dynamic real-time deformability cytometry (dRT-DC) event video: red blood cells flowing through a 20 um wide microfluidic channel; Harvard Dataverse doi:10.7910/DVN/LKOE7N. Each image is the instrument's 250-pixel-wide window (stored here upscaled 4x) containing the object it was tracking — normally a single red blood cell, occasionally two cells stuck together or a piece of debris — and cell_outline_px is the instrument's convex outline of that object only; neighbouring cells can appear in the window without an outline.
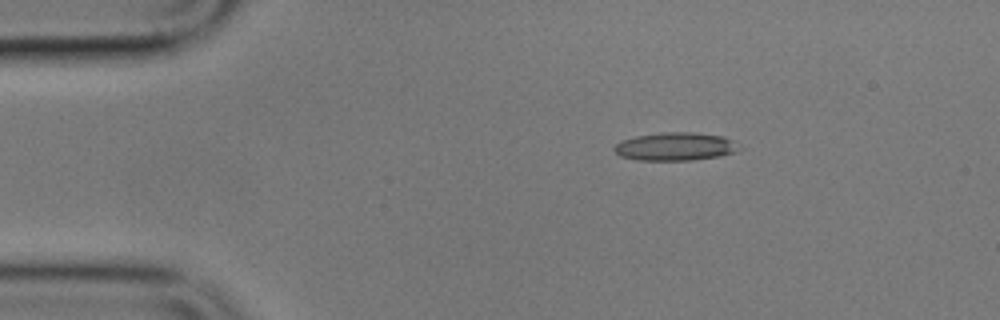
{"species": "common noctule bat (a hibernating species)", "species_latin": "Nyctalus noctula", "temperature_condition": "cold", "stored_images_in_passage": 2, "camera_frame_rate_fps": 3000, "um_per_image_px": 0.085, "animal": {"sex": "male", "body_mass_g": 17.9}, "frame": {"image": 1, "passage_image": 1, "time_ms": 0.0, "image_size_px": [1000, 320], "cell_outline_px": [[744, 148], [736, 152], [720, 156], [692, 160], [636, 160], [620, 156], [612, 148], [616, 144], [624, 140], [636, 136], [664, 132], [692, 132], [724, 136], [732, 140]], "centroid_in_image_um": [57.46, 12.46], "position_along_channel_um": 27.5, "area_um2": 20.58}}